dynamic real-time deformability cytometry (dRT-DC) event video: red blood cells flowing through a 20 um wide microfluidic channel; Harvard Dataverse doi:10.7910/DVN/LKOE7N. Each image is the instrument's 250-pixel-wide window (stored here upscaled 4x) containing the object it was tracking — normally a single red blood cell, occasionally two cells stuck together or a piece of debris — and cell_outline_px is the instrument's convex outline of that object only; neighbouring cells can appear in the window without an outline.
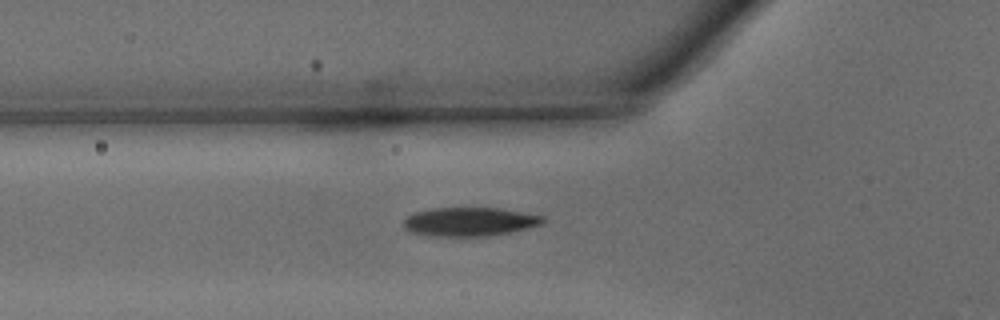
{"species": "common noctule bat (a hibernating species)", "species_latin": "Nyctalus noctula", "temperature_condition": "warm", "stored_images_in_passage": 30, "camera_frame_rate_fps": 3000, "um_per_image_px": 0.085, "animal": {"sex": "male", "body_mass_g": 15.6}, "frame": {"image": 1, "passage_image": 3, "time_ms": 0.667, "image_size_px": [1000, 320], "cell_outline_px": [[544, 220], [540, 224], [512, 232], [488, 236], [432, 236], [412, 232], [404, 228], [400, 224], [408, 216], [416, 212], [428, 208], [500, 208], [544, 216]], "centroid_in_image_um": [39.87, 18.84], "position_along_channel_um": 85.9, "area_um2": 23.35}}
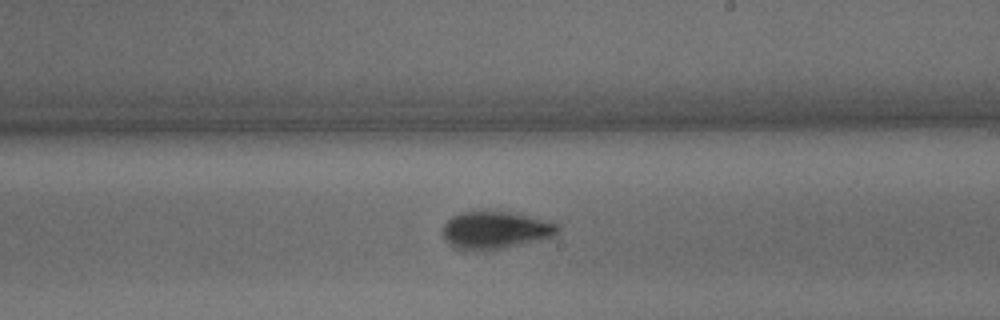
{"frame": {"image": 2, "passage_image": 14, "time_ms": 4.333, "image_size_px": [1000, 320], "cell_outline_px": [[560, 232], [552, 236], [536, 240], [500, 248], [480, 252], [468, 252], [456, 248], [448, 244], [444, 240], [444, 224], [452, 216], [464, 212], [508, 212], [560, 224]], "centroid_in_image_um": [42.06, 19.59], "position_along_channel_um": 246.9, "area_um2": 24.8}}
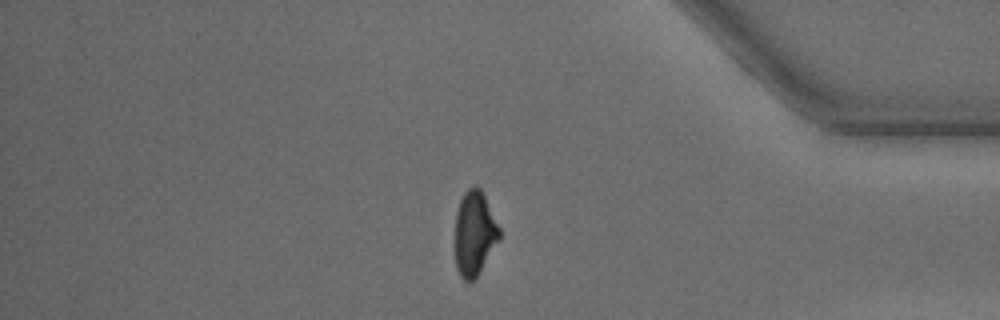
{"frame": {"image": 3, "passage_image": 26, "time_ms": 8.333, "image_size_px": [1000, 320], "cell_outline_px": [[500, 240], [476, 276], [468, 284], [460, 276], [456, 268], [452, 244], [456, 212], [460, 200], [464, 192], [468, 188], [476, 184], [480, 188], [500, 228]], "centroid_in_image_um": [40.27, 19.85], "position_along_channel_um": 394.9, "area_um2": 22.48}}